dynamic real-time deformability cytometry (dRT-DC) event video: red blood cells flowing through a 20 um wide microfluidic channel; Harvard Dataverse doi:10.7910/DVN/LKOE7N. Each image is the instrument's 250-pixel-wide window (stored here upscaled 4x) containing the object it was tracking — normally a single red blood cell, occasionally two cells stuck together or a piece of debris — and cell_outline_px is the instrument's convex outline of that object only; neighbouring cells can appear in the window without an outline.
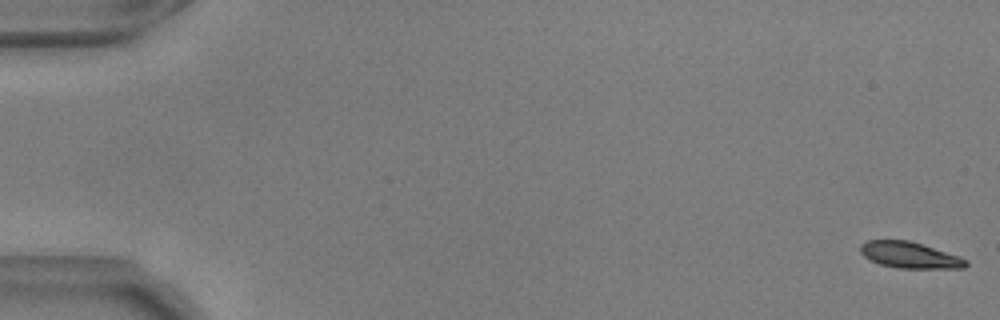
{"species": "common noctule bat (a hibernating species)", "species_latin": "Nyctalus noctula", "temperature_condition": "warm", "stored_images_in_passage": 56, "camera_frame_rate_fps": 3000, "um_per_image_px": 0.085, "animal": {"sex": "male", "body_mass_g": 17.9, "forearm_length_mm": 54.2}, "frame": {"image": 1, "passage_image": 1, "time_ms": 0.0, "image_size_px": [1000, 320], "cell_outline_px": [[968, 264], [964, 268], [900, 268], [880, 264], [864, 256], [860, 252], [860, 244], [868, 240], [908, 240], [960, 256], [968, 260]], "centroid_in_image_um": [77.34, 21.68], "position_along_channel_um": 7.7, "area_um2": 16.01}}
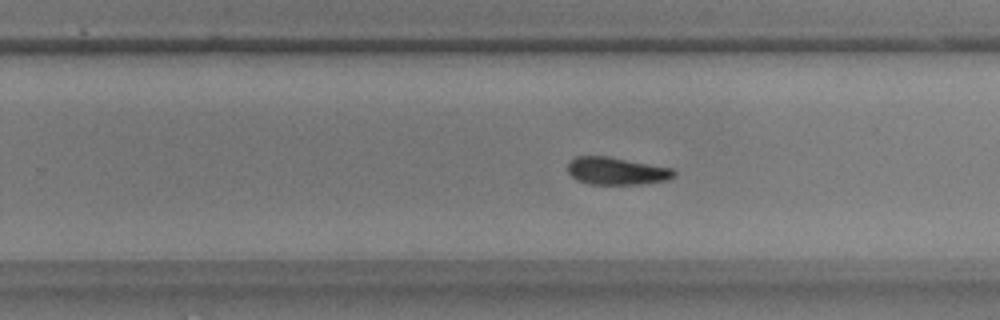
{"frame": {"image": 2, "passage_image": 36, "time_ms": 11.667, "image_size_px": [1000, 320], "cell_outline_px": [[676, 176], [668, 180], [640, 184], [588, 184], [576, 180], [568, 172], [568, 160], [576, 156], [608, 156], [676, 168]], "centroid_in_image_um": [52.44, 14.53], "position_along_channel_um": 277.4, "area_um2": 17.4}}
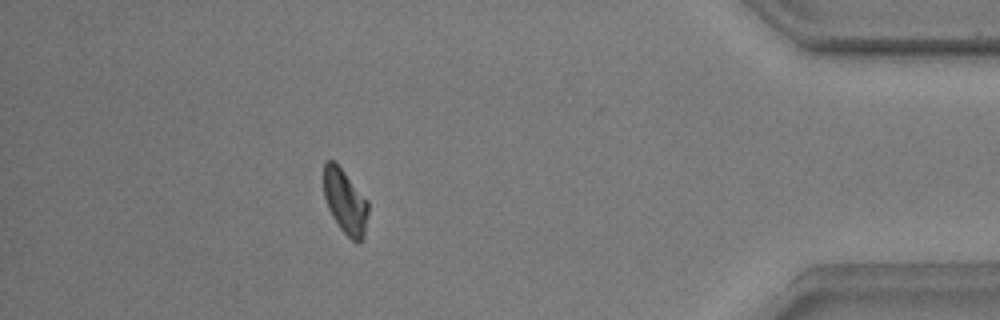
{"frame": {"image": 3, "passage_image": 50, "time_ms": 16.333, "image_size_px": [1000, 320], "cell_outline_px": [[368, 212], [364, 240], [360, 244], [356, 244], [340, 228], [332, 216], [328, 208], [324, 196], [324, 160], [332, 160], [344, 172], [368, 200]], "centroid_in_image_um": [29.36, 17.19], "position_along_channel_um": 405.8, "area_um2": 16.76}, "authors_computed_cell_mechanics": {"area_um2": 17.3978, "velocity_mm_per_s": 3.6632, "shape_relaxation_time_tau1_ms": 8.5783, "shape_relaxation_time_tau2_ms": null, "deformation_change_tau1": 0.2172, "deformation_change_tau2": null}}